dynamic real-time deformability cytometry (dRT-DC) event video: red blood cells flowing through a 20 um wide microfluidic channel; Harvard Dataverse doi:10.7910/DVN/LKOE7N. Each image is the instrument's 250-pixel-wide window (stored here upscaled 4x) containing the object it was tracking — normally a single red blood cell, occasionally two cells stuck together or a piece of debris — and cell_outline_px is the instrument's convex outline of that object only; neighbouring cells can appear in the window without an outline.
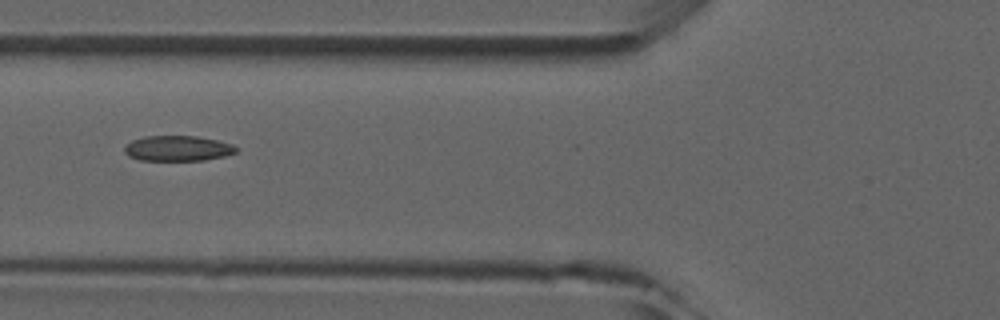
{"species": "common noctule bat (a hibernating species)", "species_latin": "Nyctalus noctula", "temperature_condition": "room temperature", "stored_images_in_passage": 4, "camera_frame_rate_fps": 3000, "um_per_image_px": 0.085, "animal": {"sex": "male", "forearm_length_mm": 52.5}, "frame": {"image": 1, "passage_image": 4, "time_ms": 3.333, "image_size_px": [1000, 320], "cell_outline_px": [[240, 148], [236, 152], [224, 156], [204, 160], [140, 160], [128, 156], [124, 152], [124, 144], [132, 140], [144, 136], [196, 136], [216, 140], [232, 144]], "centroid_in_image_um": [15.08, 12.61], "position_along_channel_um": 110.7, "area_um2": 16.59}}